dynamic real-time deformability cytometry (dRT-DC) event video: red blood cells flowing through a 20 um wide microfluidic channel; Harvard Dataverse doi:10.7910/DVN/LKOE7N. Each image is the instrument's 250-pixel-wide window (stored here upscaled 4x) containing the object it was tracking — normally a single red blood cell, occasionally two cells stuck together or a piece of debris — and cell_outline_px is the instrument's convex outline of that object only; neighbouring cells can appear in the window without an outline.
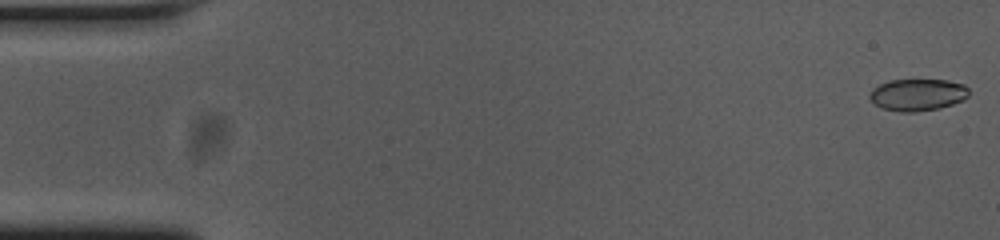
{"species": "common noctule bat (a hibernating species)", "species_latin": "Nyctalus noctula", "temperature_condition": "cold", "stored_images_in_passage": 54, "camera_frame_rate_fps": 3000, "um_per_image_px": 0.085, "animal": {"sex": "female", "body_mass_g": 23.0, "forearm_length_mm": 53.4}, "frame": {"image": 1, "passage_image": 1, "time_ms": 0.0, "image_size_px": [1000, 240], "cell_outline_px": [[968, 96], [964, 100], [952, 104], [936, 108], [912, 112], [900, 112], [880, 108], [868, 96], [872, 88], [888, 80], [948, 80], [964, 84], [968, 88]], "centroid_in_image_um": [77.98, 8.04], "position_along_channel_um": 7.0, "area_um2": 18.44}}
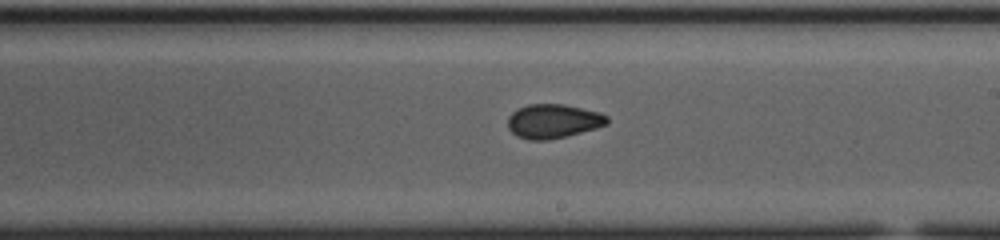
{"frame": {"image": 2, "passage_image": 31, "time_ms": 10.0, "image_size_px": [1000, 240], "cell_outline_px": [[608, 124], [596, 128], [548, 140], [528, 140], [516, 136], [508, 128], [508, 116], [512, 112], [528, 104], [564, 104], [600, 112], [608, 116]], "centroid_in_image_um": [47.01, 10.3], "position_along_channel_um": 242.0, "area_um2": 19.71}}
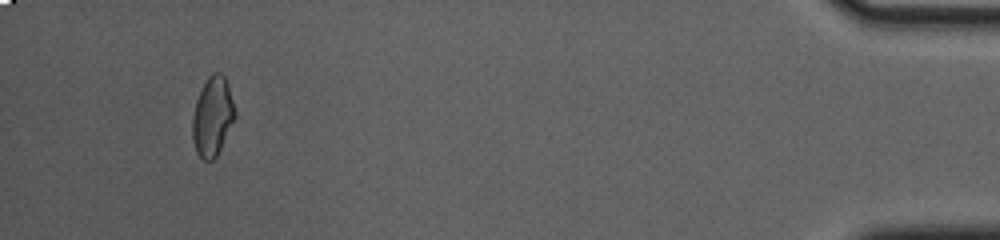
{"frame": {"image": 3, "passage_image": 51, "time_ms": 16.667, "image_size_px": [1000, 240], "cell_outline_px": [[236, 116], [216, 156], [212, 160], [204, 160], [196, 152], [192, 136], [192, 116], [196, 100], [208, 76], [212, 72], [220, 72], [224, 76], [228, 84], [236, 112]], "centroid_in_image_um": [18.06, 9.88], "position_along_channel_um": 417.1, "area_um2": 19.48}, "authors_computed_cell_mechanics": {"area_um2": 19.4786, "velocity_mm_per_s": 3.7544, "shape_relaxation_time_tau1_ms": null, "shape_relaxation_time_tau2_ms": 2.0882, "deformation_change_tau1": null, "deformation_change_tau2": 0.0516}}